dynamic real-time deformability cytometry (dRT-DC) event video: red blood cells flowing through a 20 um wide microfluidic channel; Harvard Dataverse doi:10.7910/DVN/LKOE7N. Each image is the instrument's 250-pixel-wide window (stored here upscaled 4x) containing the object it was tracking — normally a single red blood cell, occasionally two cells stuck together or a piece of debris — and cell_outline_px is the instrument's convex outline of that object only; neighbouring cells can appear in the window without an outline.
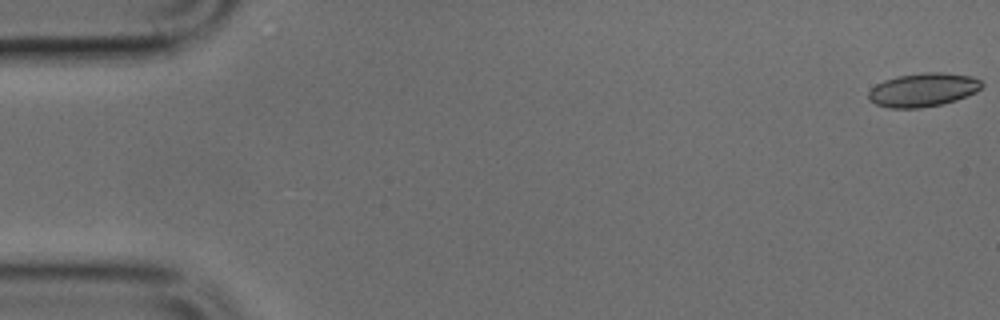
{"species": "common noctule bat (a hibernating species)", "species_latin": "Nyctalus noctula", "temperature_condition": "cold", "stored_images_in_passage": 49, "camera_frame_rate_fps": 3000, "um_per_image_px": 0.085, "animal": {"sex": "male", "body_mass_g": 17.9, "forearm_length_mm": 54.2}, "frame": {"image": 1, "passage_image": 1, "time_ms": 0.0, "image_size_px": [1000, 320], "cell_outline_px": [[984, 84], [976, 92], [956, 100], [940, 104], [920, 108], [888, 108], [876, 104], [868, 100], [868, 92], [876, 84], [884, 80], [896, 76], [920, 72], [944, 72], [972, 76], [980, 80]], "centroid_in_image_um": [78.44, 7.62], "position_along_channel_um": 6.6, "area_um2": 22.37}}
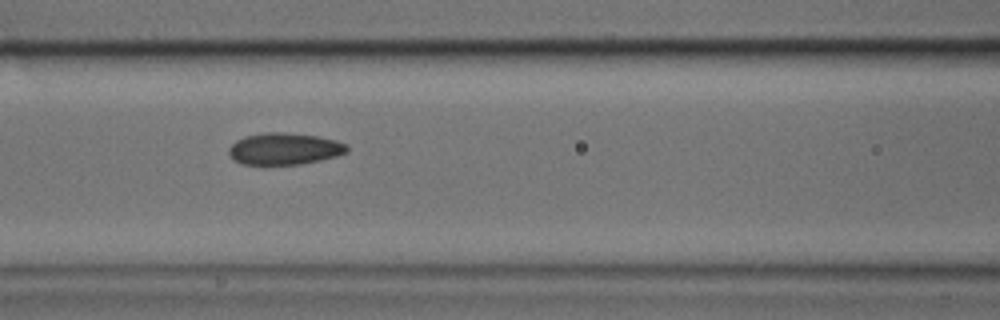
{"frame": {"image": 2, "passage_image": 21, "time_ms": 6.667, "image_size_px": [1000, 320], "cell_outline_px": [[348, 152], [336, 156], [320, 160], [300, 164], [264, 168], [240, 164], [232, 160], [228, 152], [228, 148], [236, 140], [244, 136], [264, 132], [280, 132], [316, 136], [336, 140], [348, 144]], "centroid_in_image_um": [24.1, 12.7], "position_along_channel_um": 142.5, "area_um2": 22.83}}
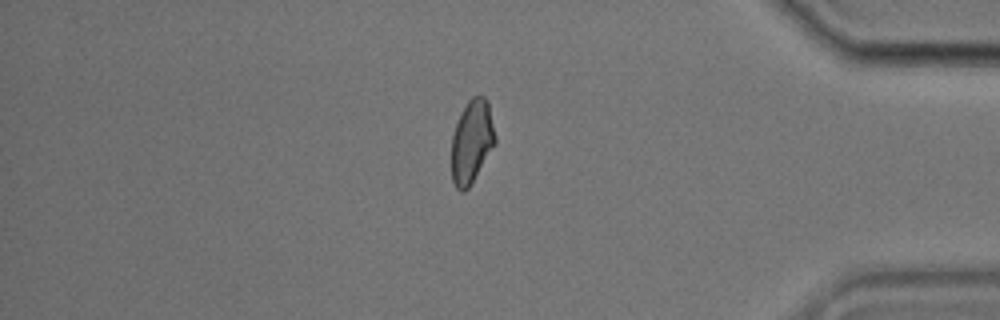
{"frame": {"image": 3, "passage_image": 42, "time_ms": 13.667, "image_size_px": [1000, 320], "cell_outline_px": [[496, 144], [468, 188], [464, 192], [460, 192], [456, 188], [452, 180], [452, 136], [460, 112], [468, 100], [472, 96], [484, 96], [488, 100], [496, 136]], "centroid_in_image_um": [40.11, 12.02], "position_along_channel_um": 395.1, "area_um2": 21.33}}